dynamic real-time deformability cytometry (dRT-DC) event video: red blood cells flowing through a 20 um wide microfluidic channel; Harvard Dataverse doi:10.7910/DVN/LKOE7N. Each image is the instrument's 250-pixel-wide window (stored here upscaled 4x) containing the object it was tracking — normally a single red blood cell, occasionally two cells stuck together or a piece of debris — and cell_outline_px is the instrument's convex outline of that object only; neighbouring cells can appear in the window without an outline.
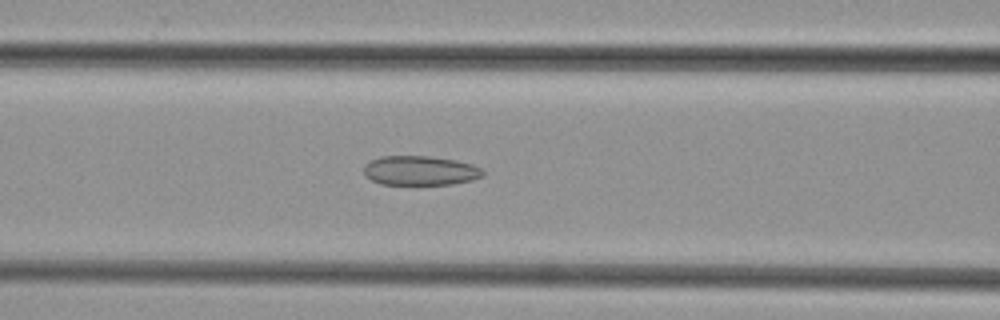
{"species": "common noctule bat (a hibernating species)", "species_latin": "Nyctalus noctula", "temperature_condition": "cold", "stored_images_in_passage": 37, "camera_frame_rate_fps": 3000, "um_per_image_px": 0.085, "animal": {"sex": "female", "body_mass_g": 29.2, "forearm_length_mm": 56.3}, "frame": {"image": 1, "passage_image": 9, "time_ms": 2.667, "image_size_px": [1000, 320], "cell_outline_px": [[484, 176], [472, 180], [452, 184], [380, 184], [372, 180], [364, 172], [364, 164], [368, 160], [380, 156], [428, 156], [456, 160], [472, 164], [480, 168], [484, 172]], "centroid_in_image_um": [35.71, 14.49], "position_along_channel_um": 130.9, "area_um2": 20.46}}
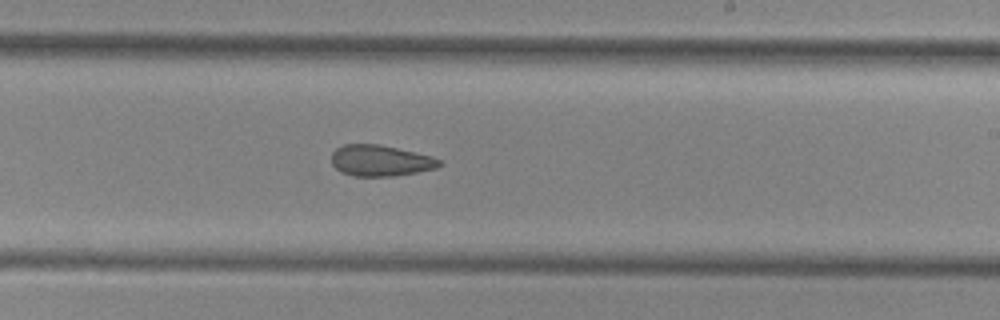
{"frame": {"image": 2, "passage_image": 18, "time_ms": 5.667, "image_size_px": [1000, 320], "cell_outline_px": [[444, 164], [436, 168], [416, 172], [392, 176], [352, 176], [340, 172], [332, 164], [332, 152], [336, 148], [344, 144], [380, 144], [432, 156], [440, 160]], "centroid_in_image_um": [32.32, 13.65], "position_along_channel_um": 256.7, "area_um2": 19.59}}
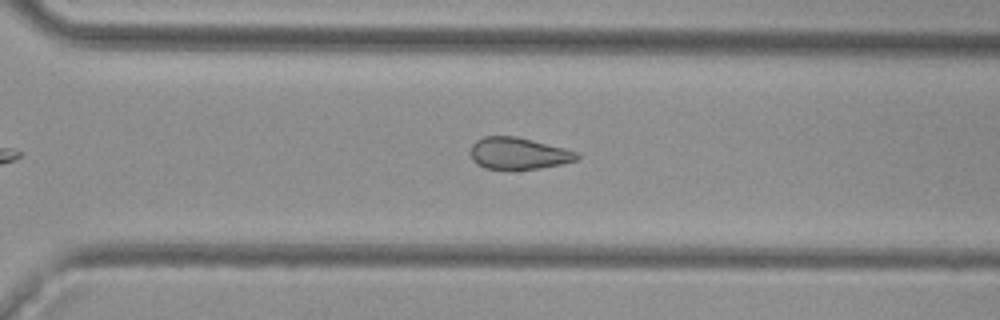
{"frame": {"image": 3, "passage_image": 23, "time_ms": 7.333, "image_size_px": [1000, 320], "cell_outline_px": [[580, 156], [576, 160], [560, 164], [540, 168], [508, 172], [484, 168], [476, 164], [472, 160], [468, 152], [472, 144], [476, 140], [484, 136], [516, 136], [564, 148], [576, 152]], "centroid_in_image_um": [43.98, 13.08], "position_along_channel_um": 326.6, "area_um2": 20.35}}